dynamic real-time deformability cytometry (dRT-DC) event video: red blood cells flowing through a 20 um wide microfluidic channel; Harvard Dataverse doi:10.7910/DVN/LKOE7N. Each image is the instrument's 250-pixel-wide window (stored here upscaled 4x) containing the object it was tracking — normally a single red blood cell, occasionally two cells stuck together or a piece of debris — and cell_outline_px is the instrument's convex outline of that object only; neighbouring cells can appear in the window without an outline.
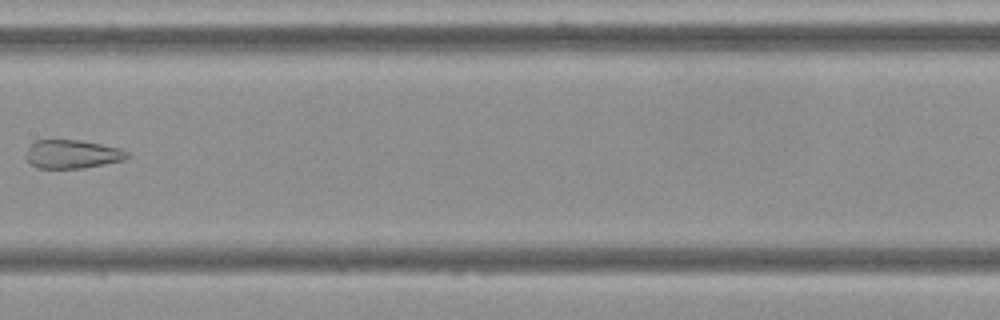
{"species": "Egyptian fruit bat (a non-hibernating species)", "species_latin": "Rousettus aegyptiacus", "temperature_condition": "cold", "stored_images_in_passage": 9, "camera_frame_rate_fps": 3000, "um_per_image_px": 0.085, "frame": {"image": 1, "passage_image": 8, "time_ms": 9.0, "image_size_px": [1000, 320], "cell_outline_px": [[128, 156], [124, 160], [84, 168], [36, 168], [28, 164], [24, 156], [32, 140], [80, 140], [120, 148], [128, 152]], "centroid_in_image_um": [6.07, 13.1], "position_along_channel_um": 201.3, "area_um2": 17.05}}
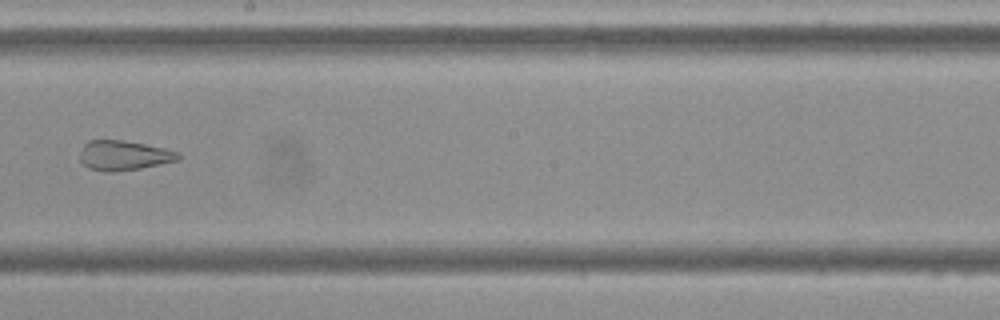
{"frame": {"image": 2, "passage_image": 9, "time_ms": 10.0, "image_size_px": [1000, 320], "cell_outline_px": [[180, 160], [140, 168], [112, 172], [104, 172], [88, 168], [80, 160], [80, 156], [84, 144], [88, 140], [124, 140], [164, 148], [180, 152]], "centroid_in_image_um": [10.53, 13.21], "position_along_channel_um": 237.7, "area_um2": 17.05}}